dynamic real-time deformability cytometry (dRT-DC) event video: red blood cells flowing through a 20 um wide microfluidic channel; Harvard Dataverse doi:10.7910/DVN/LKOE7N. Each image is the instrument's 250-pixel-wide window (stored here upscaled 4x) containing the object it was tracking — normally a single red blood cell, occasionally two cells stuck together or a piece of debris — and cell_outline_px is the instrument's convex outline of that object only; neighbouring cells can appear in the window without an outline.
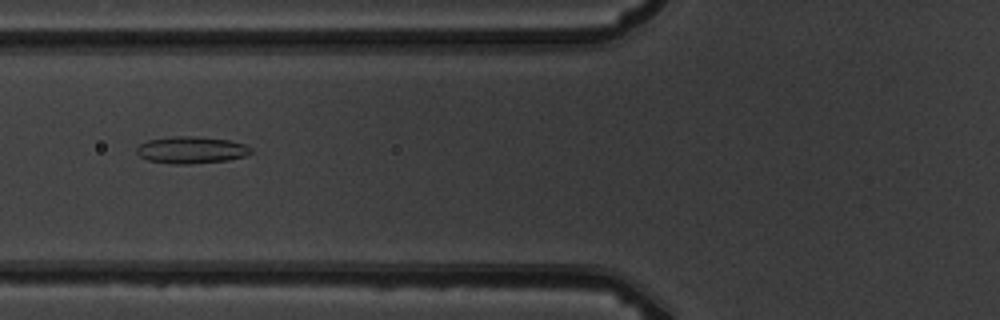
{"species": "common noctule bat (a hibernating species)", "species_latin": "Nyctalus noctula", "temperature_condition": "warm", "stored_images_in_passage": 5, "camera_frame_rate_fps": 3000, "um_per_image_px": 0.085, "animal": {"sex": "male", "body_mass_g": 19.5, "forearm_length_mm": 54.6}, "frame": {"image": 1, "passage_image": 2, "time_ms": 1.333, "image_size_px": [1000, 320], "cell_outline_px": [[252, 152], [244, 156], [228, 160], [188, 164], [172, 164], [148, 160], [140, 156], [136, 152], [136, 148], [140, 144], [148, 140], [172, 136], [196, 136], [228, 140], [244, 144], [252, 148]], "centroid_in_image_um": [16.25, 12.74], "position_along_channel_um": 109.6, "area_um2": 17.92}}
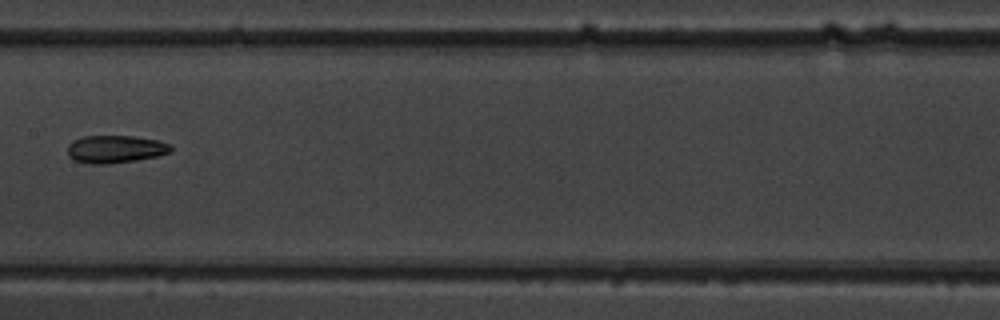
{"frame": {"image": 2, "passage_image": 4, "time_ms": 3.667, "image_size_px": [1000, 320], "cell_outline_px": [[172, 152], [156, 156], [136, 160], [108, 164], [92, 164], [76, 160], [68, 156], [68, 144], [72, 140], [80, 136], [136, 136], [156, 140], [172, 144]], "centroid_in_image_um": [9.81, 12.66], "position_along_channel_um": 197.6, "area_um2": 16.76}}
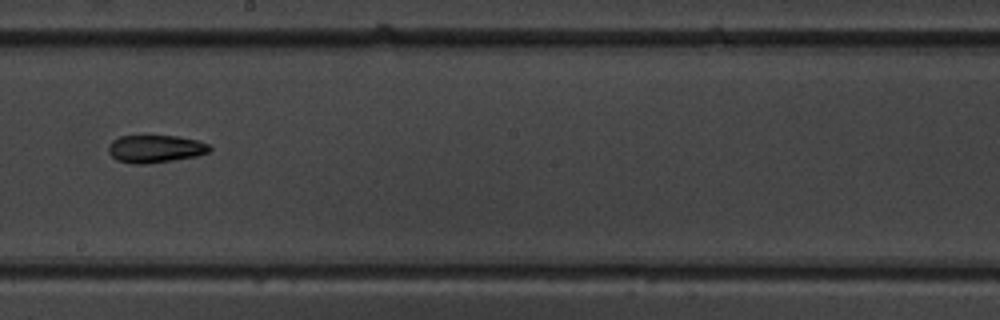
{"frame": {"image": 3, "passage_image": 5, "time_ms": 4.667, "image_size_px": [1000, 320], "cell_outline_px": [[212, 148], [208, 152], [196, 156], [148, 164], [132, 164], [116, 160], [108, 152], [108, 144], [112, 140], [120, 136], [176, 136], [196, 140], [208, 144]], "centroid_in_image_um": [13.16, 12.65], "position_along_channel_um": 235.0, "area_um2": 16.3}}